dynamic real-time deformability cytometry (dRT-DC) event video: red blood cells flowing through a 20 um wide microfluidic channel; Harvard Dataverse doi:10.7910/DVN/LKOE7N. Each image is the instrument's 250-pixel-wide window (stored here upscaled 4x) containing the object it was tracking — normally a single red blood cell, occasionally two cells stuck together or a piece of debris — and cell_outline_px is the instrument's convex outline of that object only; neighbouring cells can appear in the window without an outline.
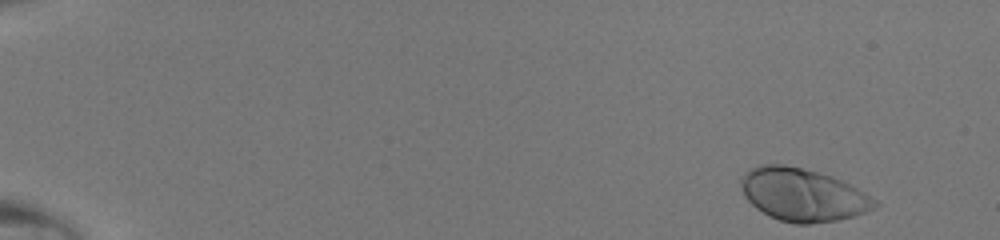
{"species": "human", "species_latin": "Homo sapiens", "temperature_condition": "room temperature", "stored_images_in_passage": 46, "camera_frame_rate_fps": 3000, "um_per_image_px": 0.085, "donor": {"sex": "male"}, "frame": {"image": 1, "passage_image": 2, "time_ms": 0.333, "image_size_px": [1000, 240], "cell_outline_px": [[880, 204], [876, 208], [852, 216], [836, 220], [808, 224], [796, 224], [780, 220], [768, 216], [756, 208], [744, 196], [740, 184], [740, 180], [744, 172], [760, 164], [784, 164], [832, 176], [864, 192], [876, 200]], "centroid_in_image_um": [68.2, 16.56], "position_along_channel_um": 16.8, "area_um2": 40.92}}
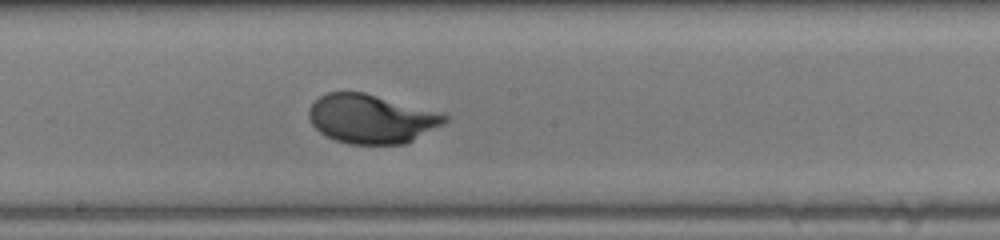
{"frame": {"image": 2, "passage_image": 27, "time_ms": 8.667, "image_size_px": [1000, 240], "cell_outline_px": [[448, 120], [444, 124], [404, 144], [348, 144], [336, 140], [320, 132], [312, 124], [308, 116], [308, 108], [320, 96], [328, 92], [364, 92], [440, 112], [448, 116]], "centroid_in_image_um": [31.56, 10.1], "position_along_channel_um": 216.6, "area_um2": 38.61}}
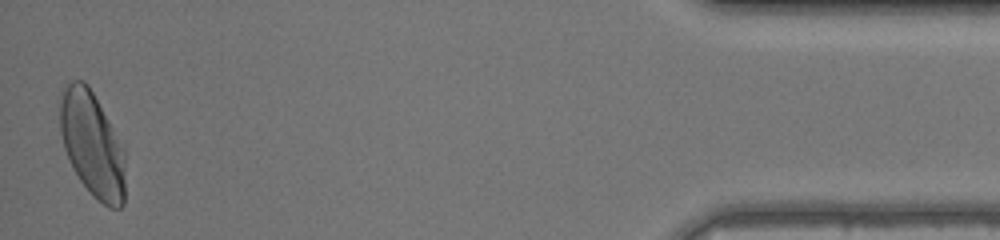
{"frame": {"image": 3, "passage_image": 46, "time_ms": 15.0, "image_size_px": [1000, 240], "cell_outline_px": [[124, 204], [120, 208], [108, 208], [80, 180], [68, 160], [64, 148], [60, 132], [60, 100], [64, 88], [72, 80], [84, 80], [88, 84], [124, 148]], "centroid_in_image_um": [7.83, 12.25], "position_along_channel_um": 427.4, "area_um2": 39.42}}